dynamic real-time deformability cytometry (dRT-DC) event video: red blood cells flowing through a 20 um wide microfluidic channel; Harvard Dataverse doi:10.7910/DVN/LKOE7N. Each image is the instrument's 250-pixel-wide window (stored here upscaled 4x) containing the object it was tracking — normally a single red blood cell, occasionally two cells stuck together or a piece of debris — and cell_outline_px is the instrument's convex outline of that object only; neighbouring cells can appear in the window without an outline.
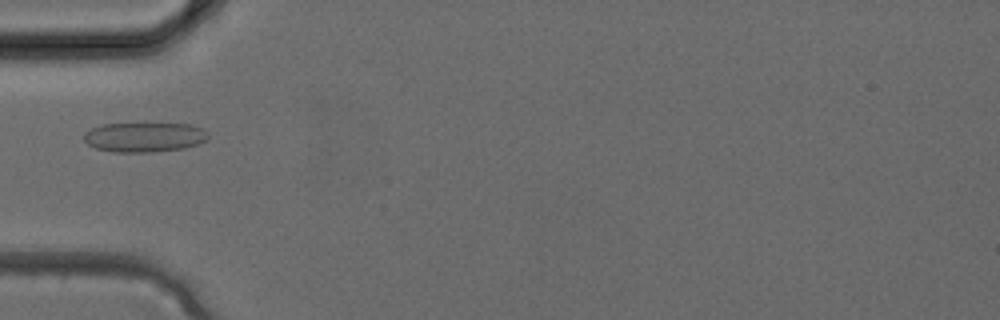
{"species": "common noctule bat (a hibernating species)", "species_latin": "Nyctalus noctula", "temperature_condition": "cold", "stored_images_in_passage": 2, "camera_frame_rate_fps": 3000, "um_per_image_px": 0.085, "animal": {"sex": "female", "body_mass_g": 24.6, "forearm_length_mm": 56.2}, "frame": {"image": 1, "passage_image": 2, "time_ms": 0.333, "image_size_px": [1000, 320], "cell_outline_px": [[208, 140], [184, 148], [152, 152], [112, 152], [96, 148], [88, 144], [84, 140], [84, 132], [92, 128], [104, 124], [192, 124], [204, 128], [208, 132]], "centroid_in_image_um": [12.3, 11.66], "position_along_channel_um": 72.7, "area_um2": 21.5}}